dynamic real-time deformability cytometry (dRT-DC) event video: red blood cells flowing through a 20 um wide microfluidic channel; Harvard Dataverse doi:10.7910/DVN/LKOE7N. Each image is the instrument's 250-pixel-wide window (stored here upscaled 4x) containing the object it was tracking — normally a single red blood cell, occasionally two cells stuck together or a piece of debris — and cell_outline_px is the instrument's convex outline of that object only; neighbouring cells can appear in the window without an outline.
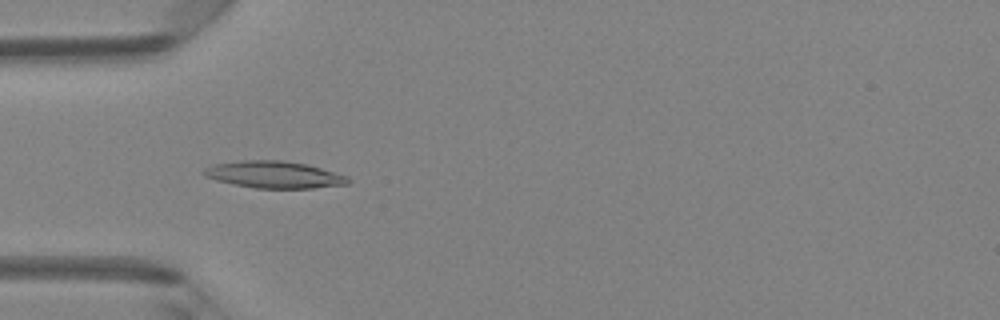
{"species": "Egyptian fruit bat (a non-hibernating species)", "species_latin": "Rousettus aegyptiacus", "temperature_condition": "room temperature", "stored_images_in_passage": 48, "camera_frame_rate_fps": 3000, "um_per_image_px": 0.085, "animal": {"sex": "female"}, "frame": {"image": 1, "passage_image": 15, "time_ms": 4.667, "image_size_px": [1000, 320], "cell_outline_px": [[352, 180], [348, 184], [312, 188], [256, 188], [232, 184], [216, 180], [204, 176], [200, 172], [204, 168], [212, 164], [240, 160], [280, 160], [308, 164], [348, 176]], "centroid_in_image_um": [23.28, 14.84], "position_along_channel_um": 61.7, "area_um2": 22.89}}
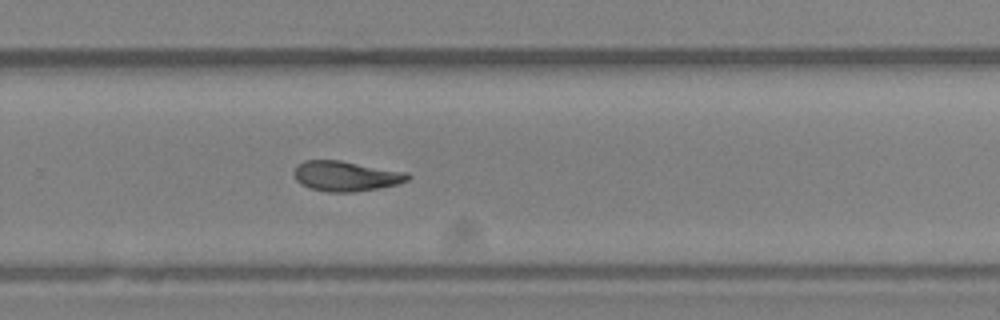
{"frame": {"image": 2, "passage_image": 32, "time_ms": 10.333, "image_size_px": [1000, 320], "cell_outline_px": [[412, 176], [408, 180], [400, 184], [380, 188], [352, 192], [324, 192], [300, 184], [296, 180], [292, 172], [304, 160], [340, 160], [408, 172]], "centroid_in_image_um": [29.44, 14.97], "position_along_channel_um": 300.4, "area_um2": 20.17}}
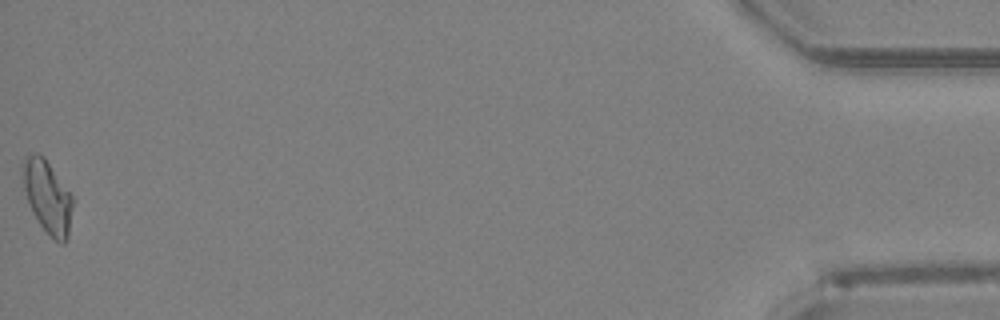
{"frame": {"image": 3, "passage_image": 48, "time_ms": 15.667, "image_size_px": [1000, 320], "cell_outline_px": [[72, 208], [68, 236], [64, 244], [60, 244], [40, 224], [32, 212], [24, 188], [20, 168], [24, 160], [28, 156], [36, 152], [44, 156], [72, 196]], "centroid_in_image_um": [4.02, 16.69], "position_along_channel_um": 431.2, "area_um2": 20.81}, "authors_computed_cell_mechanics": {"area_um2": 20.3167, "velocity_mm_per_s": 4.2561, "shape_relaxation_time_tau1_ms": null, "shape_relaxation_time_tau2_ms": 9.7598, "deformation_change_tau1": null, "deformation_change_tau2": 0.2042}}